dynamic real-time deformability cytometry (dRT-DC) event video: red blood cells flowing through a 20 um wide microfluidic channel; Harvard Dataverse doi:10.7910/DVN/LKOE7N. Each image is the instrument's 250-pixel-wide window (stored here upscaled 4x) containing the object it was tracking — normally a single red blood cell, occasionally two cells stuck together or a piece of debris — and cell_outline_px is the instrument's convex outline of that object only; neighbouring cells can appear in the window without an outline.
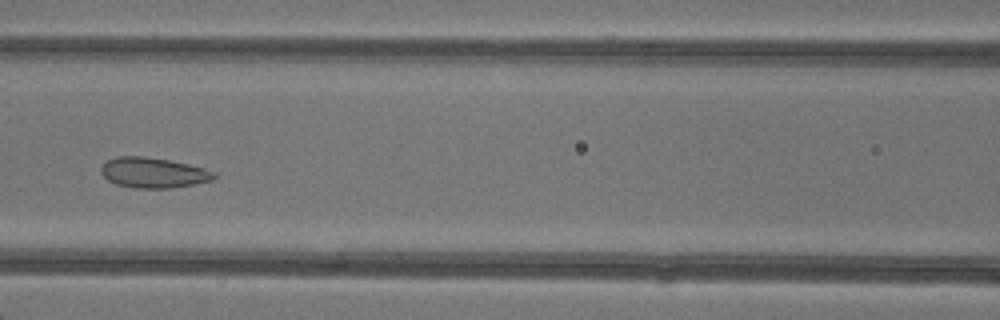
{"species": "common noctule bat (a hibernating species)", "species_latin": "Nyctalus noctula", "temperature_condition": "warm", "stored_images_in_passage": 5, "camera_frame_rate_fps": 3000, "um_per_image_px": 0.085, "animal": {"sex": "female"}, "frame": {"image": 1, "passage_image": 5, "time_ms": 4.667, "image_size_px": [1000, 320], "cell_outline_px": [[216, 176], [212, 180], [196, 184], [172, 188], [136, 188], [116, 184], [108, 180], [100, 172], [100, 168], [108, 160], [116, 156], [144, 156], [168, 160], [188, 164], [204, 168], [216, 172]], "centroid_in_image_um": [13.04, 14.68], "position_along_channel_um": 153.6, "area_um2": 20.0}}